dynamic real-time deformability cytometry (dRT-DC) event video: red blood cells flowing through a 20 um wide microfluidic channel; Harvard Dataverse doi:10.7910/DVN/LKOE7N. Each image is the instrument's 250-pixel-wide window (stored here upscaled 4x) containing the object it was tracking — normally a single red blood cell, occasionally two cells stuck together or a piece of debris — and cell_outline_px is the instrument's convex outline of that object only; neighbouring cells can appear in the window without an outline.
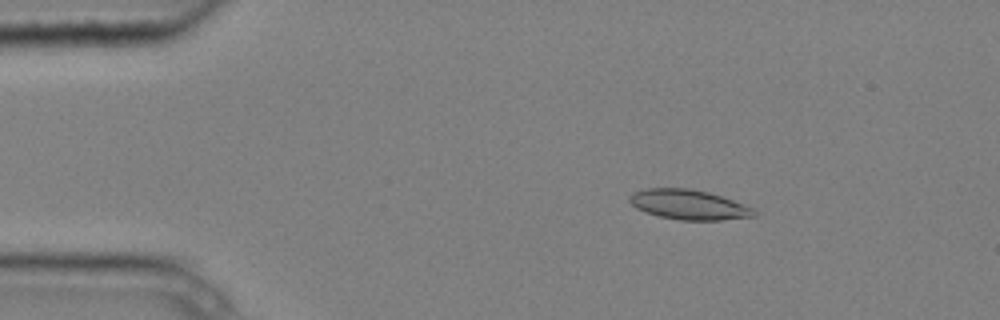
{"species": "common noctule bat (a hibernating species)", "species_latin": "Nyctalus noctula", "temperature_condition": "cold", "stored_images_in_passage": 5, "camera_frame_rate_fps": 3000, "um_per_image_px": 0.085, "animal": {"sex": "male", "body_mass_g": 20.4}, "frame": {"image": 1, "passage_image": 3, "time_ms": 0.667, "image_size_px": [1000, 320], "cell_outline_px": [[756, 216], [720, 220], [680, 220], [660, 216], [644, 212], [636, 208], [628, 200], [628, 196], [632, 192], [648, 188], [688, 188], [708, 192], [732, 200], [752, 208], [756, 212]], "centroid_in_image_um": [58.49, 17.39], "position_along_channel_um": 26.5, "area_um2": 21.56}}
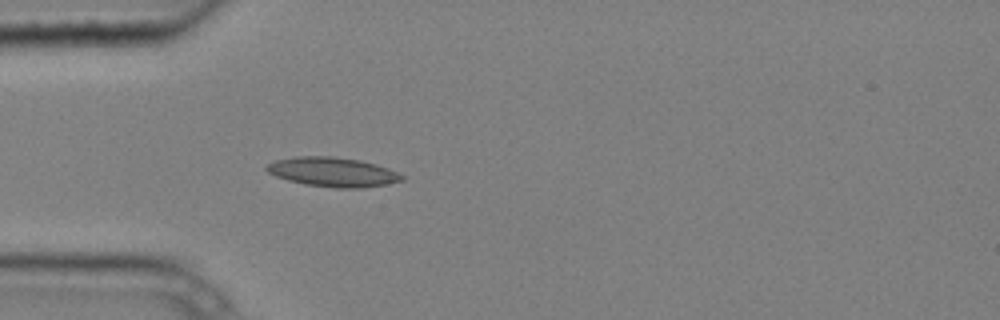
{"frame": {"image": 2, "passage_image": 5, "time_ms": 1.333, "image_size_px": [1000, 320], "cell_outline_px": [[404, 180], [388, 184], [360, 188], [332, 188], [304, 184], [288, 180], [276, 176], [268, 172], [264, 168], [268, 164], [276, 160], [296, 156], [332, 156], [360, 160], [376, 164], [388, 168], [404, 176]], "centroid_in_image_um": [28.29, 14.62], "position_along_channel_um": 56.7, "area_um2": 23.24}}